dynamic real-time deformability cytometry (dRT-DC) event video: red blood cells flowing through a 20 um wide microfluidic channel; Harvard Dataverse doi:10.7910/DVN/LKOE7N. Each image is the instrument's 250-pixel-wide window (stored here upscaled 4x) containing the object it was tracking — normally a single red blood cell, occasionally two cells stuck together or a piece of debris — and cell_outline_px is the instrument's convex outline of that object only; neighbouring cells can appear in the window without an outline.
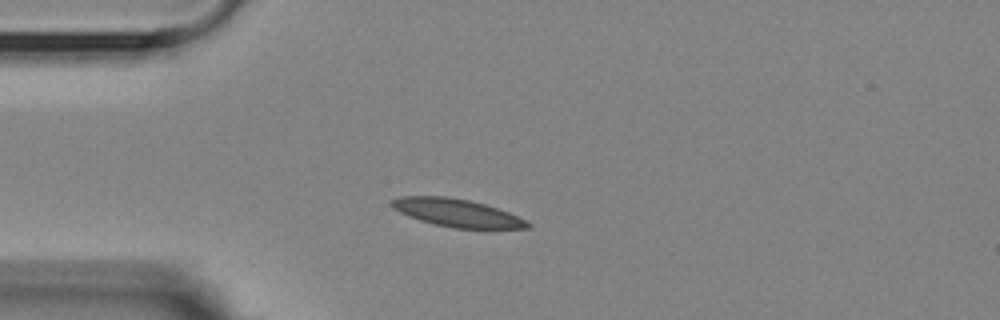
{"species": "Egyptian fruit bat (a non-hibernating species)", "species_latin": "Rousettus aegyptiacus", "temperature_condition": "room temperature", "stored_images_in_passage": 43, "camera_frame_rate_fps": 3000, "um_per_image_px": 0.085, "animal": {"sex": "female"}, "frame": {"image": 1, "passage_image": 1, "time_ms": 0.0, "image_size_px": [1000, 320], "cell_outline_px": [[532, 228], [452, 228], [432, 224], [408, 216], [392, 208], [388, 204], [388, 200], [400, 196], [448, 196], [468, 200], [484, 204], [508, 212], [532, 224]], "centroid_in_image_um": [38.75, 18.08], "position_along_channel_um": 46.2, "area_um2": 22.08}}
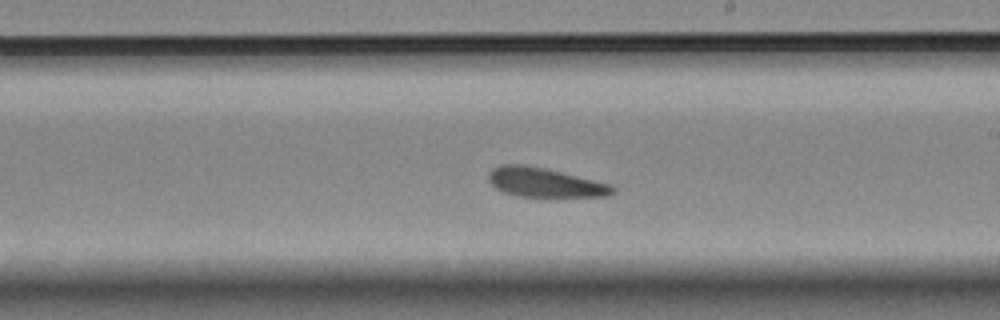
{"frame": {"image": 2, "passage_image": 19, "time_ms": 6.0, "image_size_px": [1000, 320], "cell_outline_px": [[616, 192], [608, 196], [540, 200], [516, 196], [504, 192], [496, 188], [488, 180], [488, 172], [492, 168], [500, 164], [524, 164], [548, 168], [612, 184], [616, 188]], "centroid_in_image_um": [46.37, 15.56], "position_along_channel_um": 242.6, "area_um2": 22.77}}
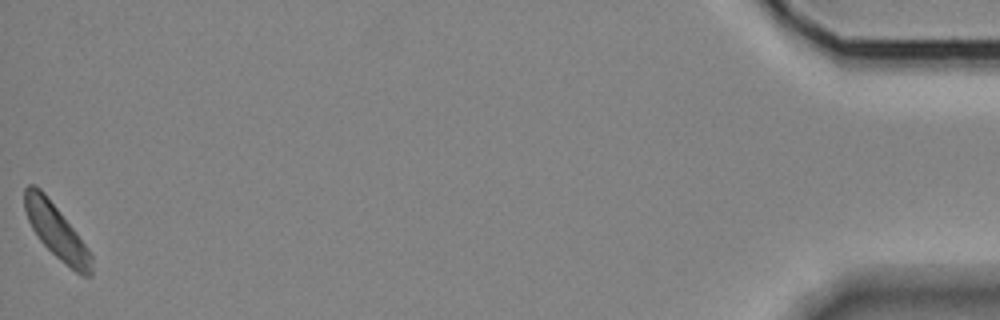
{"frame": {"image": 3, "passage_image": 43, "time_ms": 14.0, "image_size_px": [1000, 320], "cell_outline_px": [[92, 276], [80, 276], [60, 260], [40, 240], [32, 228], [28, 220], [24, 208], [24, 188], [28, 184], [32, 184], [40, 188], [44, 192], [92, 252]], "centroid_in_image_um": [4.81, 19.68], "position_along_channel_um": 430.4, "area_um2": 21.04}, "authors_computed_cell_mechanics": {"area_um2": 21.6172, "velocity_mm_per_s": 3.5306, "shape_relaxation_time_tau1_ms": 4.4633, "shape_relaxation_time_tau2_ms": null, "deformation_change_tau1": 0.0956, "deformation_change_tau2": null}}